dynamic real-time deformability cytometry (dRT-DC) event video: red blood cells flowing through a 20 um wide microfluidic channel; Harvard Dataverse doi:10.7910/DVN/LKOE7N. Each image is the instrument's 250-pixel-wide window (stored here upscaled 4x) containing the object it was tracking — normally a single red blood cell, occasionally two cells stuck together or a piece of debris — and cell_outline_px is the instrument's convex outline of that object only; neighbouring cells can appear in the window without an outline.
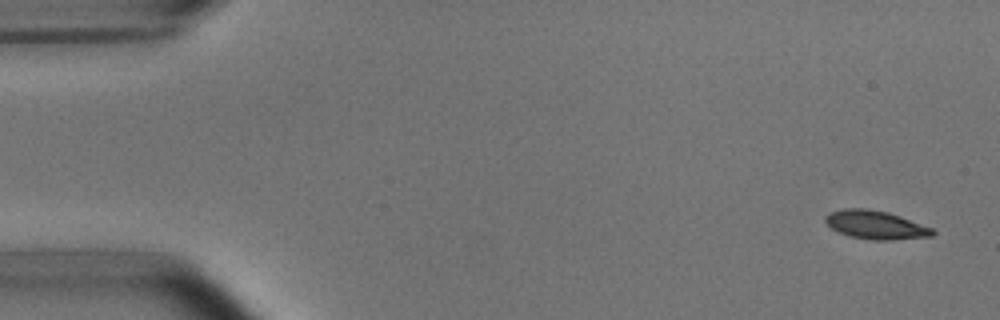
{"species": "common noctule bat (a hibernating species)", "species_latin": "Nyctalus noctula", "temperature_condition": "room temperature", "stored_images_in_passage": 5, "camera_frame_rate_fps": 3000, "um_per_image_px": 0.085, "animal": {"sex": "male", "body_mass_g": 15.6}, "frame": {"image": 1, "passage_image": 1, "time_ms": 0.0, "image_size_px": [1000, 320], "cell_outline_px": [[936, 232], [932, 236], [888, 240], [872, 240], [848, 236], [836, 232], [824, 220], [824, 216], [828, 212], [840, 208], [868, 208], [888, 212], [900, 216], [932, 228]], "centroid_in_image_um": [74.37, 19.1], "position_along_channel_um": 10.6, "area_um2": 17.98}}